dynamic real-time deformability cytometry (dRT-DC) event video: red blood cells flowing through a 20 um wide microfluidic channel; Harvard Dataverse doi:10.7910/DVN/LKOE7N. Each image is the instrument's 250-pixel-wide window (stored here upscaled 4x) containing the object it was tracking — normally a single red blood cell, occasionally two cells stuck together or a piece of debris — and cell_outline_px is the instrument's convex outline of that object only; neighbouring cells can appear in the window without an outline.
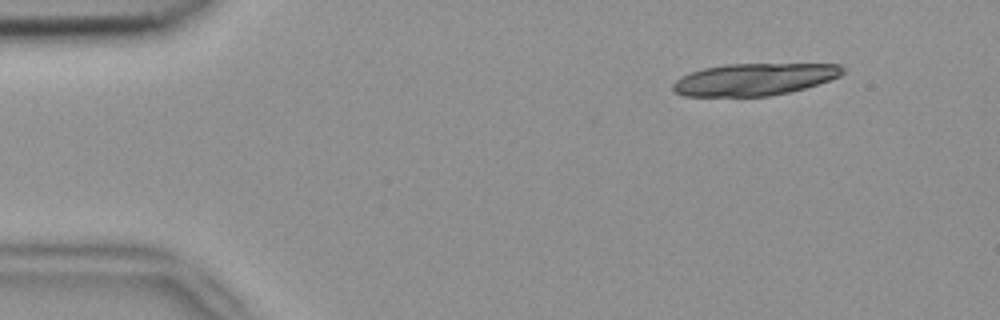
{"species": "common noctule bat (a hibernating species)", "species_latin": "Nyctalus noctula", "temperature_condition": "room temperature", "stored_images_in_passage": 5, "camera_frame_rate_fps": 3000, "um_per_image_px": 0.085, "animal": {"sex": "female", "body_mass_g": 18.4}, "frame": {"image": 1, "passage_image": 5, "time_ms": 1.333, "image_size_px": [1000, 320], "cell_outline_px": [[844, 72], [840, 76], [804, 88], [788, 92], [768, 96], [684, 96], [676, 92], [672, 88], [672, 84], [680, 76], [704, 68], [724, 64], [840, 64], [844, 68]], "centroid_in_image_um": [64.09, 6.74], "position_along_channel_um": 20.9, "area_um2": 31.56}}